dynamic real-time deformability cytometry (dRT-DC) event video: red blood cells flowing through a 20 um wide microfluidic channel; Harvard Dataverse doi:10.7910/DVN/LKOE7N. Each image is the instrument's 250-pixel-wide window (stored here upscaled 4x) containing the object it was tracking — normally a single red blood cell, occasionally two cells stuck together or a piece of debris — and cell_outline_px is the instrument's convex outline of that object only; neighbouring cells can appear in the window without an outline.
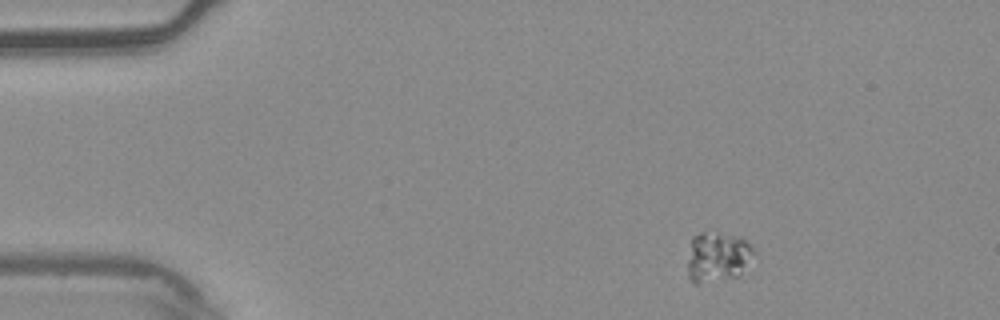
{"species": "common noctule bat (a hibernating species)", "species_latin": "Nyctalus noctula", "temperature_condition": "warm", "stored_images_in_passage": 3, "camera_frame_rate_fps": 3000, "um_per_image_px": 0.085, "animal": {"sex": "male", "body_mass_g": 20.4}, "frame": {"image": 1, "passage_image": 1, "time_ms": 0.0, "image_size_px": [1000, 320], "cell_outline_px": [[756, 252], [740, 276], [696, 284], [692, 284], [688, 276], [688, 260], [692, 236], [700, 232], [704, 232], [744, 240]], "centroid_in_image_um": [60.96, 21.9], "position_along_channel_um": 24.0, "area_um2": 18.9}}